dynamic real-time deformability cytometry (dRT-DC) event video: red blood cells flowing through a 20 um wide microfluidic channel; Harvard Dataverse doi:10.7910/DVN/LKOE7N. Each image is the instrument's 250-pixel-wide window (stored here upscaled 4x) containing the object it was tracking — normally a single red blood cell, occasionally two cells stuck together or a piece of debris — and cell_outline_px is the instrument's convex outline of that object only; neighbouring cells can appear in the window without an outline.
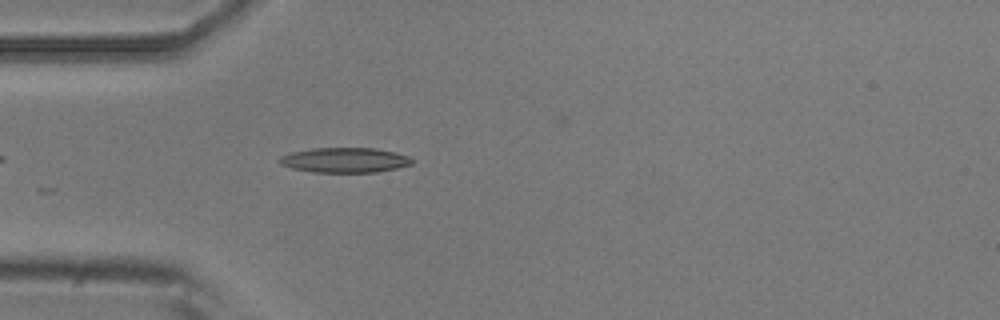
{"species": "common noctule bat (a hibernating species)", "species_latin": "Nyctalus noctula", "temperature_condition": "room temperature", "stored_images_in_passage": 10, "camera_frame_rate_fps": 3000, "um_per_image_px": 0.085, "animal": {"sex": "male", "body_mass_g": 20.5, "forearm_length_mm": 52.5}, "frame": {"image": 1, "passage_image": 6, "time_ms": 1.667, "image_size_px": [1000, 320], "cell_outline_px": [[416, 160], [412, 164], [396, 168], [376, 172], [312, 172], [292, 168], [280, 164], [276, 160], [280, 156], [292, 152], [312, 148], [376, 148], [396, 152], [408, 156]], "centroid_in_image_um": [29.31, 13.6], "position_along_channel_um": 55.7, "area_um2": 19.42}}